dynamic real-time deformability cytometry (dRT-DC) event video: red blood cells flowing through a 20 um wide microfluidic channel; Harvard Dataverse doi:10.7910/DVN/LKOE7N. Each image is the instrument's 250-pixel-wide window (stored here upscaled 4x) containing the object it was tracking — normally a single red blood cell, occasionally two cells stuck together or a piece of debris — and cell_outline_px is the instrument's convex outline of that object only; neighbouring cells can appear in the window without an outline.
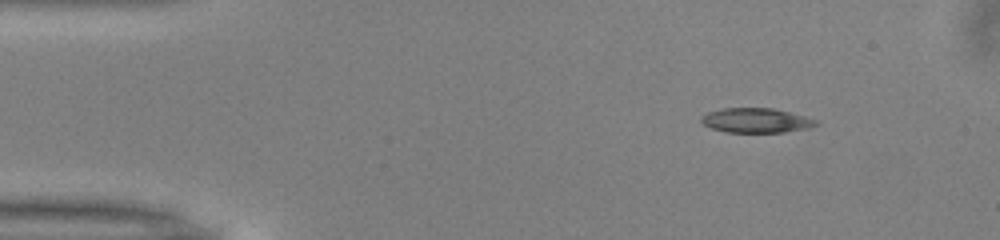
{"species": "common noctule bat (a hibernating species)", "species_latin": "Nyctalus noctula", "temperature_condition": "warm", "stored_images_in_passage": 45, "camera_frame_rate_fps": 3000, "um_per_image_px": 0.085, "animal": {"sex": "male", "body_mass_g": 13.0, "forearm_length_mm": 53.1}, "frame": {"image": 1, "passage_image": 1, "time_ms": 0.0, "image_size_px": [1000, 240], "cell_outline_px": [[820, 124], [808, 128], [784, 132], [724, 132], [712, 128], [704, 124], [700, 120], [700, 116], [708, 112], [724, 108], [772, 108], [804, 116], [816, 120]], "centroid_in_image_um": [64.25, 10.24], "position_along_channel_um": 20.8, "area_um2": 16.36}}
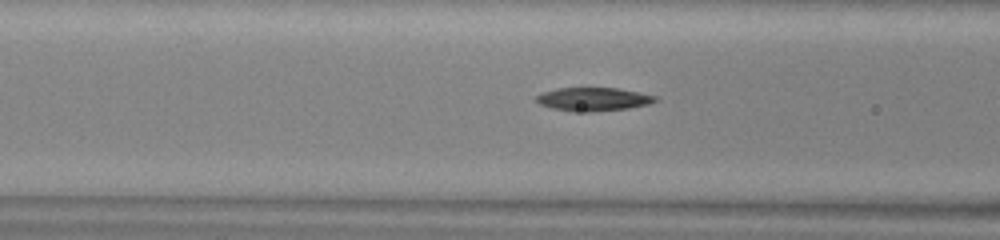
{"frame": {"image": 2, "passage_image": 14, "time_ms": 4.333, "image_size_px": [1000, 240], "cell_outline_px": [[660, 100], [648, 104], [628, 108], [588, 112], [572, 112], [552, 108], [540, 104], [536, 100], [536, 96], [544, 92], [556, 88], [616, 88], [656, 96]], "centroid_in_image_um": [50.42, 8.44], "position_along_channel_um": 116.2, "area_um2": 16.13}}
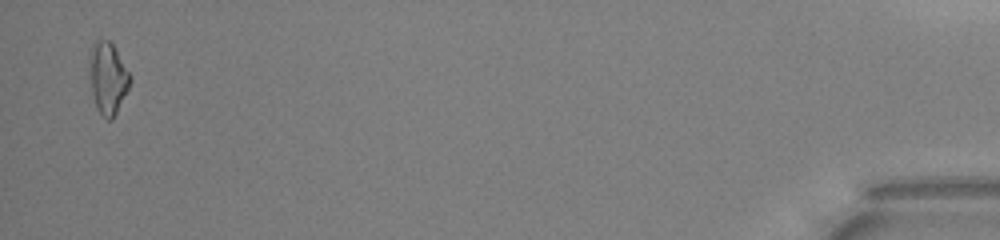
{"frame": {"image": 3, "passage_image": 44, "time_ms": 14.333, "image_size_px": [1000, 240], "cell_outline_px": [[132, 80], [112, 120], [108, 120], [96, 108], [92, 92], [88, 48], [92, 44], [100, 40], [108, 40], [112, 44], [132, 76]], "centroid_in_image_um": [9.16, 6.6], "position_along_channel_um": 426.0, "area_um2": 16.76}, "authors_computed_cell_mechanics": {"area_um2": 16.1262, "velocity_mm_per_s": 4.0528, "shape_relaxation_time_tau1_ms": 8.2107, "shape_relaxation_time_tau2_ms": null, "deformation_change_tau1": 0.2016, "deformation_change_tau2": null}}